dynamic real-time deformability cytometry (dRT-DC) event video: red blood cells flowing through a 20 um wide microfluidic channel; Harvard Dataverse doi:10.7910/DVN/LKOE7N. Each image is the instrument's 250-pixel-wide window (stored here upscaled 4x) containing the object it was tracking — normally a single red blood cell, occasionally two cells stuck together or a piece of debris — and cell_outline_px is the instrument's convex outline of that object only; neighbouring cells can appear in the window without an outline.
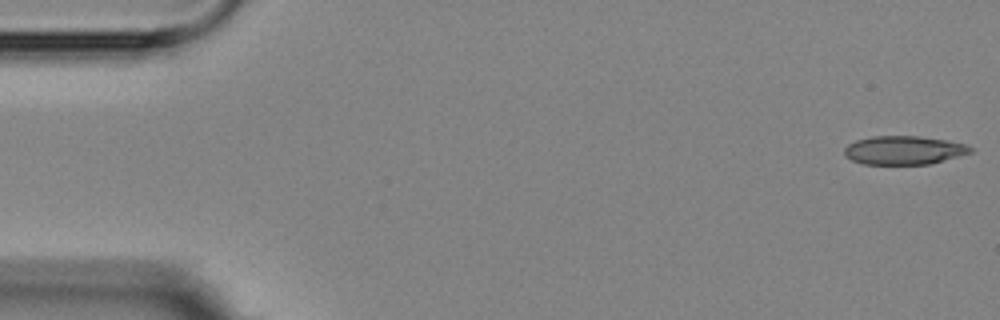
{"species": "Egyptian fruit bat (a non-hibernating species)", "species_latin": "Rousettus aegyptiacus", "temperature_condition": "room temperature", "stored_images_in_passage": 5, "camera_frame_rate_fps": 3000, "um_per_image_px": 0.085, "animal": {"sex": "female"}, "frame": {"image": 1, "passage_image": 1, "time_ms": 0.0, "image_size_px": [1000, 320], "cell_outline_px": [[972, 152], [928, 164], [864, 164], [852, 160], [844, 156], [844, 148], [848, 144], [856, 140], [872, 136], [920, 136], [968, 144], [972, 148]], "centroid_in_image_um": [76.79, 12.76], "position_along_channel_um": 8.2, "area_um2": 20.92}}
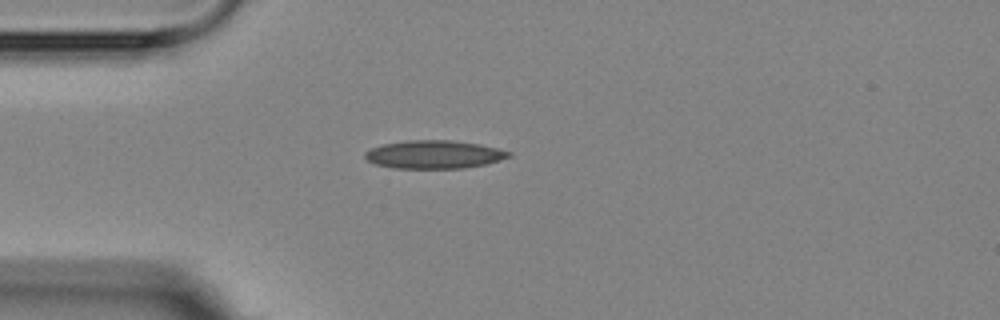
{"frame": {"image": 2, "passage_image": 5, "time_ms": 4.333, "image_size_px": [1000, 320], "cell_outline_px": [[512, 156], [484, 164], [464, 168], [392, 168], [376, 164], [368, 160], [364, 156], [364, 152], [372, 148], [384, 144], [408, 140], [448, 140], [476, 144], [496, 148], [512, 152]], "centroid_in_image_um": [36.87, 13.13], "position_along_channel_um": 48.1, "area_um2": 23.29}}